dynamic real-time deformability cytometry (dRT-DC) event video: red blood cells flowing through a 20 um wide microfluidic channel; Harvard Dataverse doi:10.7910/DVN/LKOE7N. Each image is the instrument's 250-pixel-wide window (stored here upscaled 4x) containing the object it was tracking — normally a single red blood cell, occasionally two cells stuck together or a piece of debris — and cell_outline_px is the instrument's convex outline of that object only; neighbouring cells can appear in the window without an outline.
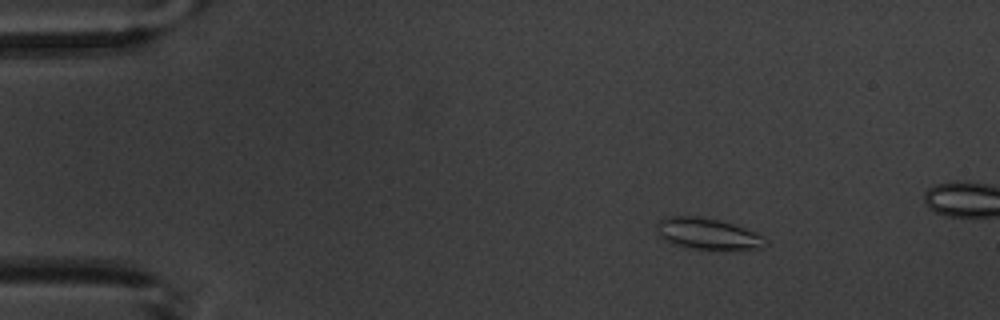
{"species": "common noctule bat (a hibernating species)", "species_latin": "Nyctalus noctula", "temperature_condition": "warm", "stored_images_in_passage": 5, "camera_frame_rate_fps": 3000, "um_per_image_px": 0.085, "animal": {"sex": "male", "body_mass_g": 20.1, "forearm_length_mm": 53.5}, "frame": {"image": 1, "passage_image": 2, "time_ms": 2.0, "image_size_px": [1000, 320], "cell_outline_px": [[768, 244], [760, 248], [712, 252], [688, 248], [672, 244], [664, 240], [656, 232], [656, 220], [668, 216], [696, 216], [716, 220], [732, 224], [756, 232], [764, 236]], "centroid_in_image_um": [60.13, 19.92], "position_along_channel_um": 24.9, "area_um2": 20.58}}